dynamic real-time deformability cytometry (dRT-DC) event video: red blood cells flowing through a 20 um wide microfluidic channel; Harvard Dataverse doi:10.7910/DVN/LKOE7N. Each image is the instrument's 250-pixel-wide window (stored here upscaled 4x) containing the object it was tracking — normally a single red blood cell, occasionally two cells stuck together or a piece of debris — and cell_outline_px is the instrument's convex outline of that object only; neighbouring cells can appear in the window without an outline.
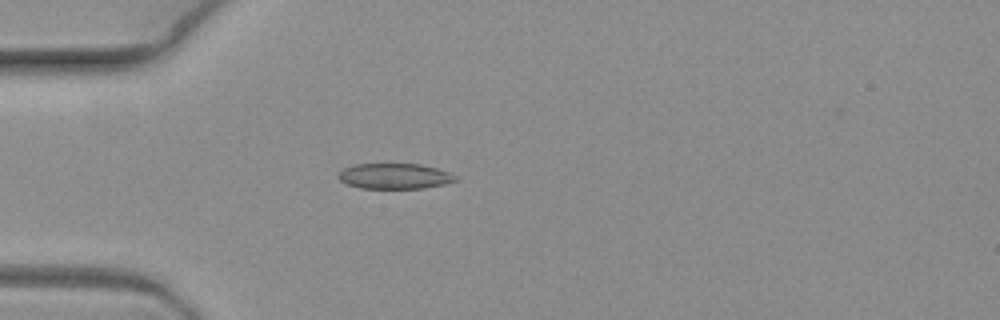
{"species": "common noctule bat (a hibernating species)", "species_latin": "Nyctalus noctula", "temperature_condition": "warm", "stored_images_in_passage": 10, "camera_frame_rate_fps": 3000, "um_per_image_px": 0.085, "animal": {"sex": "female", "body_mass_g": 19.3, "forearm_length_mm": 54.1}, "frame": {"image": 1, "passage_image": 6, "time_ms": 1.667, "image_size_px": [1000, 320], "cell_outline_px": [[456, 180], [444, 184], [424, 188], [360, 188], [348, 184], [340, 180], [336, 176], [344, 168], [356, 164], [420, 164], [436, 168], [448, 172], [456, 176]], "centroid_in_image_um": [33.52, 14.97], "position_along_channel_um": 51.5, "area_um2": 17.22}}
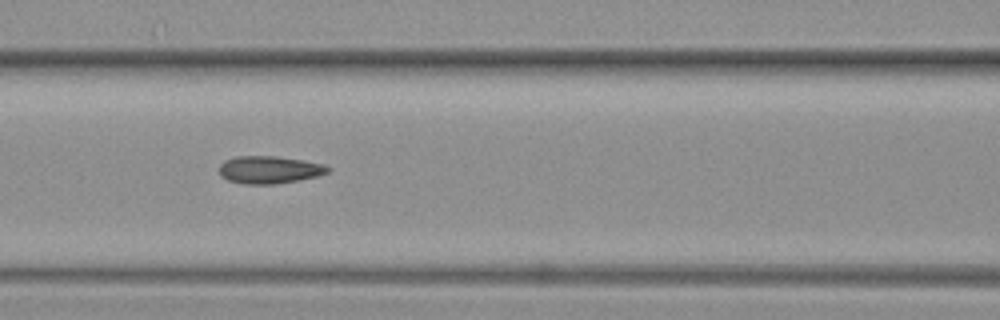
{"frame": {"image": 2, "passage_image": 9, "time_ms": 2.667, "image_size_px": [1000, 320], "cell_outline_px": [[332, 168], [328, 172], [316, 176], [300, 180], [276, 184], [240, 184], [228, 180], [220, 176], [220, 164], [224, 160], [236, 156], [276, 156], [300, 160], [320, 164]], "centroid_in_image_um": [22.84, 14.44], "position_along_channel_um": 143.8, "area_um2": 17.4}}
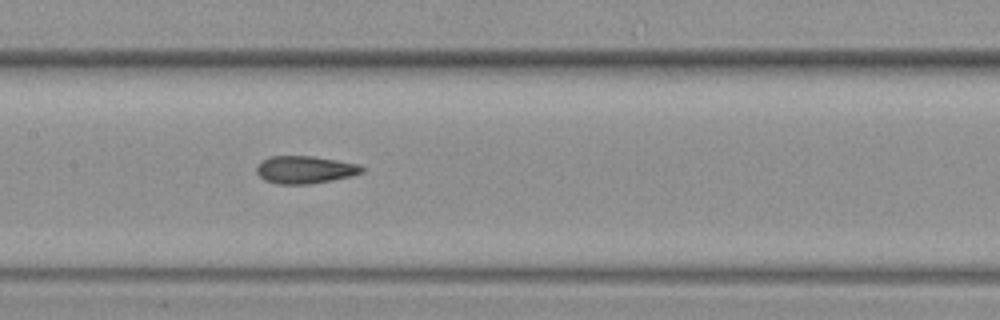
{"frame": {"image": 3, "passage_image": 10, "time_ms": 3.0, "image_size_px": [1000, 320], "cell_outline_px": [[364, 172], [352, 176], [332, 180], [308, 184], [276, 184], [264, 180], [256, 172], [256, 168], [260, 160], [268, 156], [312, 156], [360, 164], [364, 168]], "centroid_in_image_um": [25.91, 14.42], "position_along_channel_um": 181.5, "area_um2": 17.11}}